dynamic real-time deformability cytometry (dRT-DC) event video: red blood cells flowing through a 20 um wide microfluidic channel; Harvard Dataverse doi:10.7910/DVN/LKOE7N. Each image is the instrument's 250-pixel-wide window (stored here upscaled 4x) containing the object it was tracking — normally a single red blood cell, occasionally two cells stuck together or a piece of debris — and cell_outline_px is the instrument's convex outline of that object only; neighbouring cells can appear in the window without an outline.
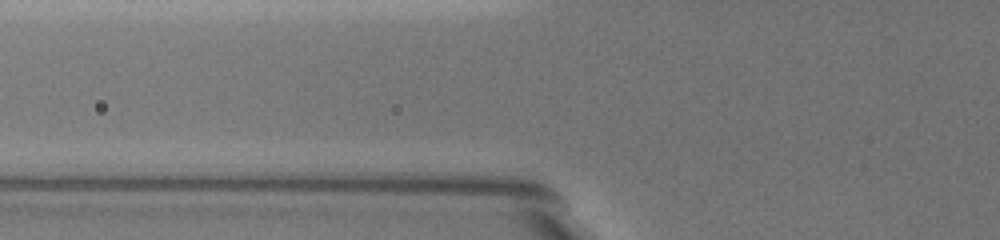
{"species": "common noctule bat (a hibernating species)", "species_latin": "Nyctalus noctula", "temperature_condition": "warm", "stored_images_in_passage": 4, "camera_frame_rate_fps": 3000, "um_per_image_px": 0.085, "animal": {"sex": "female", "body_mass_g": 19.5, "forearm_length_mm": 54.1}, "frame": {"image": 1, "passage_image": 3, "time_ms": 0.667, "image_size_px": [1000, 240], "cell_outline_px": [[700, 168], [692, 180], [676, 180], [616, 120], [608, 108], [608, 92], [612, 92], [636, 100], [672, 132], [684, 144]], "centroid_in_image_um": [55.56, 11.63], "position_along_channel_um": 70.2, "area_um2": 23.0}}